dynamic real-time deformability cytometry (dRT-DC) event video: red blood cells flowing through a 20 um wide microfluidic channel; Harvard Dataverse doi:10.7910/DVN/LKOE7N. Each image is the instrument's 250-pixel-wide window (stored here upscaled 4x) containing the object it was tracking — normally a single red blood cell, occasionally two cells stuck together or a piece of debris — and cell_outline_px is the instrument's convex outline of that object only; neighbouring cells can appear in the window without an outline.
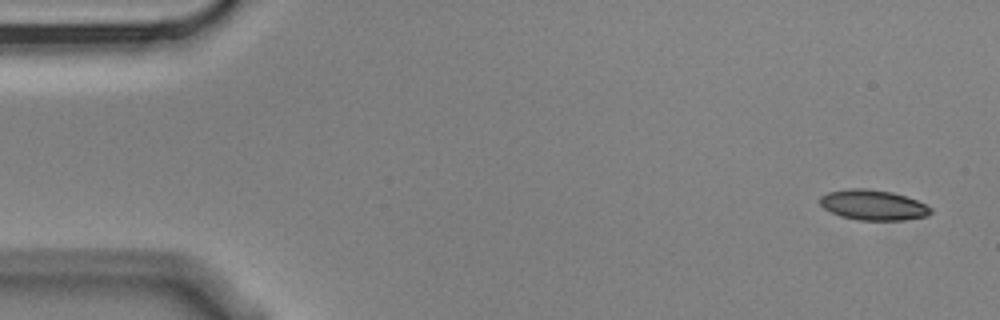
{"species": "Egyptian fruit bat (a non-hibernating species)", "species_latin": "Rousettus aegyptiacus", "temperature_condition": "cold", "stored_images_in_passage": 6, "camera_frame_rate_fps": 3000, "um_per_image_px": 0.085, "animal": {"sex": "male"}, "frame": {"image": 1, "passage_image": 1, "time_ms": 0.0, "image_size_px": [1000, 320], "cell_outline_px": [[932, 212], [928, 216], [904, 220], [860, 220], [840, 216], [824, 208], [820, 204], [820, 196], [828, 192], [848, 188], [864, 188], [892, 192], [916, 200], [932, 208]], "centroid_in_image_um": [74.21, 17.42], "position_along_channel_um": 10.8, "area_um2": 19.48}}
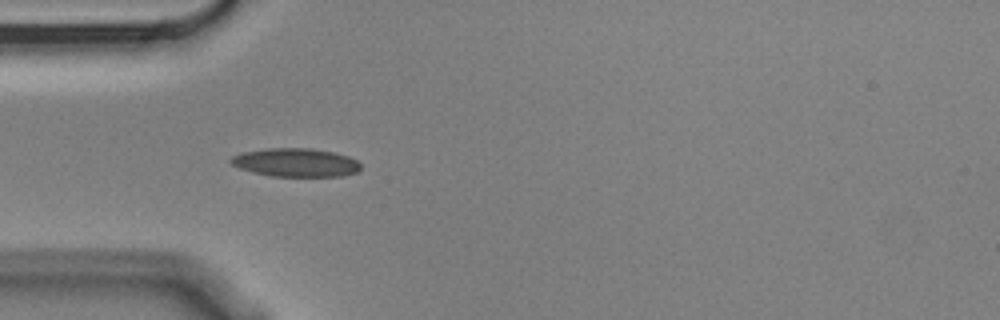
{"frame": {"image": 2, "passage_image": 5, "time_ms": 1.333, "image_size_px": [1000, 320], "cell_outline_px": [[360, 168], [356, 172], [344, 176], [272, 176], [252, 172], [240, 168], [232, 164], [228, 160], [232, 156], [244, 152], [268, 148], [312, 148], [332, 152], [348, 156], [356, 160], [360, 164]], "centroid_in_image_um": [25.13, 13.81], "position_along_channel_um": 59.9, "area_um2": 21.44}}
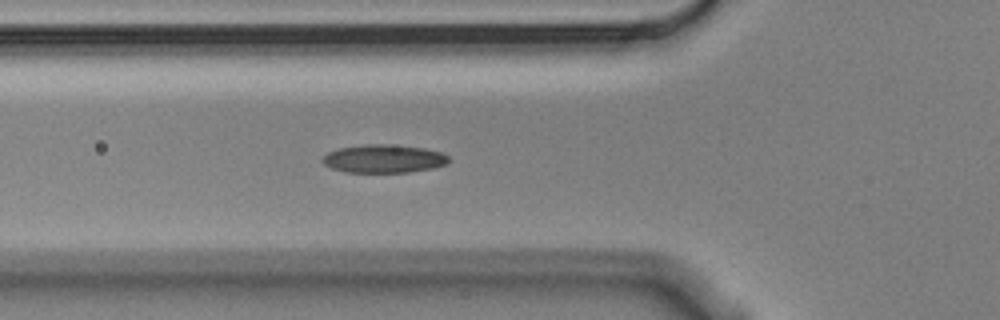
{"frame": {"image": 3, "passage_image": 6, "time_ms": 1.667, "image_size_px": [1000, 320], "cell_outline_px": [[448, 164], [432, 168], [408, 172], [344, 172], [332, 168], [324, 164], [320, 160], [328, 152], [340, 148], [368, 144], [388, 144], [424, 148], [440, 152], [448, 156]], "centroid_in_image_um": [32.61, 13.49], "position_along_channel_um": 93.2, "area_um2": 20.63}}